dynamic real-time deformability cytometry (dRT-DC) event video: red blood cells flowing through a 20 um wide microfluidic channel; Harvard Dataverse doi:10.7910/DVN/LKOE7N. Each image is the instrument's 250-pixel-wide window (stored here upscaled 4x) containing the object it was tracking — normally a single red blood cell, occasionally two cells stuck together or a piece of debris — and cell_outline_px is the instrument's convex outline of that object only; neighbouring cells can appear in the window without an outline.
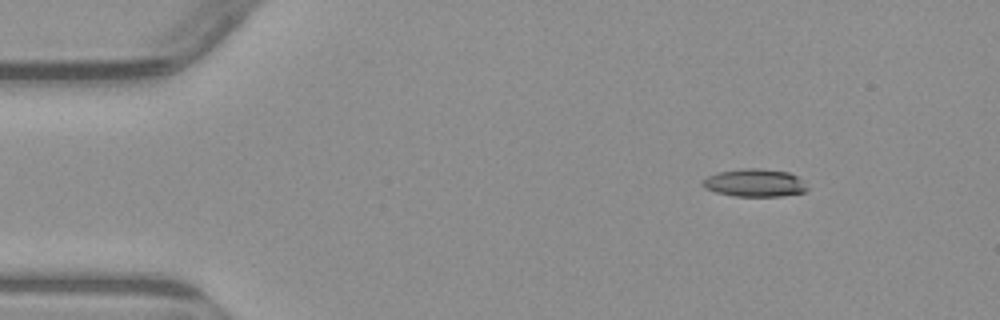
{"species": "common noctule bat (a hibernating species)", "species_latin": "Nyctalus noctula", "temperature_condition": "warm", "stored_images_in_passage": 3, "camera_frame_rate_fps": 3000, "um_per_image_px": 0.085, "animal": {"sex": "male", "body_mass_g": 23.1, "forearm_length_mm": 52.7}, "frame": {"image": 1, "passage_image": 1, "time_ms": 0.0, "image_size_px": [1000, 320], "cell_outline_px": [[808, 188], [804, 192], [780, 196], [732, 196], [716, 192], [704, 188], [700, 184], [708, 176], [716, 172], [744, 168], [760, 168], [788, 172], [804, 180]], "centroid_in_image_um": [64.14, 15.54], "position_along_channel_um": 20.9, "area_um2": 17.05}}